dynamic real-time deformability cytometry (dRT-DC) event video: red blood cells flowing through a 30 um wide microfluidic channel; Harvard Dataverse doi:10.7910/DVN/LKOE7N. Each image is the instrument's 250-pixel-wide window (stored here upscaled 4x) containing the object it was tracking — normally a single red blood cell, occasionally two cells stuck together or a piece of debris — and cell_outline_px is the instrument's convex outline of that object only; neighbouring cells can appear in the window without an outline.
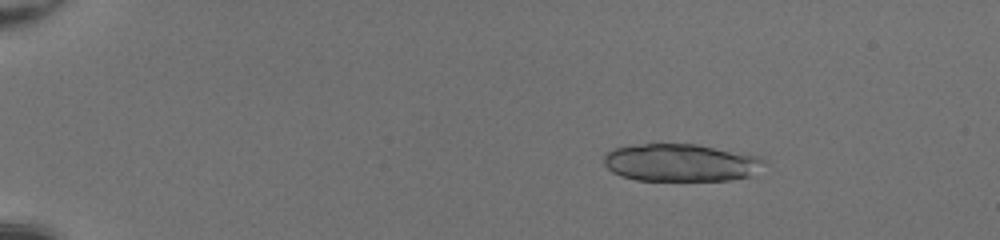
{"species": "common noctule bat (a hibernating species)", "species_latin": "Nyctalus noctula", "temperature_condition": "room temperature", "stored_images_in_passage": 20, "camera_frame_rate_fps": 3000, "um_per_image_px": 0.085, "animal": {"sex": "female", "body_mass_g": 20.0, "forearm_length_mm": 54.0}, "frame": {"image": 1, "passage_image": 9, "time_ms": 2.667, "image_size_px": [1000, 240], "cell_outline_px": [[764, 160], [752, 176], [732, 180], [636, 180], [620, 176], [612, 172], [604, 164], [604, 152], [612, 148], [644, 144], [696, 144], [756, 156]], "centroid_in_image_um": [57.78, 13.83], "position_along_channel_um": 27.2, "area_um2": 34.8}}